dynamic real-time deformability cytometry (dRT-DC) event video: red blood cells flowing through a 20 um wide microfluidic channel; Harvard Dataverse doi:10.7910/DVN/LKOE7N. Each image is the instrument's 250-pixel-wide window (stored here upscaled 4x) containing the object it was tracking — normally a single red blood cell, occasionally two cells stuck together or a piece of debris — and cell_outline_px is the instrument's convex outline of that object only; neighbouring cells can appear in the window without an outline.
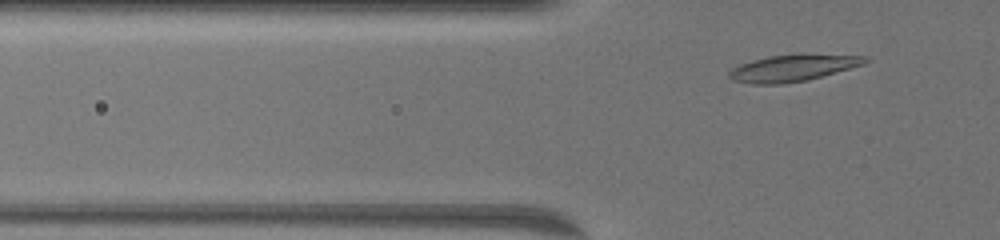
{"species": "common noctule bat (a hibernating species)", "species_latin": "Nyctalus noctula", "temperature_condition": "warm", "stored_images_in_passage": 43, "camera_frame_rate_fps": 3000, "um_per_image_px": 0.085, "animal": {"sex": "female", "body_mass_g": 19.5, "forearm_length_mm": 54.1}, "frame": {"image": 1, "passage_image": 7, "time_ms": 2.0, "image_size_px": [1000, 240], "cell_outline_px": [[868, 60], [864, 64], [808, 80], [780, 84], [752, 84], [732, 80], [728, 76], [728, 72], [732, 68], [740, 64], [752, 60], [768, 56], [800, 52], [804, 52], [868, 56]], "centroid_in_image_um": [67.41, 5.74], "position_along_channel_um": 58.4, "area_um2": 21.73}}
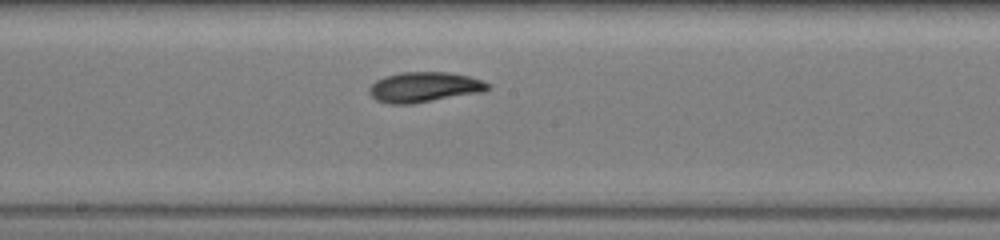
{"frame": {"image": 2, "passage_image": 22, "time_ms": 7.0, "image_size_px": [1000, 240], "cell_outline_px": [[492, 88], [484, 92], [412, 104], [392, 104], [376, 100], [368, 92], [368, 88], [376, 80], [384, 76], [400, 72], [448, 72], [468, 76], [492, 84]], "centroid_in_image_um": [36.08, 7.41], "position_along_channel_um": 212.1, "area_um2": 21.1}}
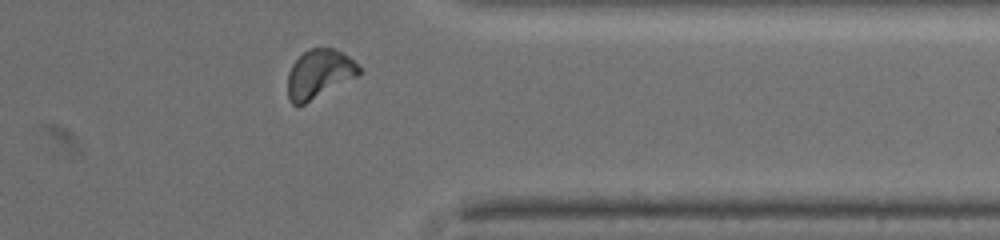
{"frame": {"image": 3, "passage_image": 38, "time_ms": 12.333, "image_size_px": [1000, 240], "cell_outline_px": [[360, 76], [304, 104], [292, 104], [288, 96], [288, 72], [292, 64], [308, 48], [332, 48], [348, 56], [360, 68]], "centroid_in_image_um": [27.14, 6.29], "position_along_channel_um": 384.3, "area_um2": 20.17}, "authors_computed_cell_mechanics": {"area_um2": 20.2878, "velocity_mm_per_s": 3.3207, "shape_relaxation_time_tau1_ms": 5.1269, "shape_relaxation_time_tau2_ms": 4.416, "deformation_change_tau1": 0.1374, "deformation_change_tau2": 0.094}}